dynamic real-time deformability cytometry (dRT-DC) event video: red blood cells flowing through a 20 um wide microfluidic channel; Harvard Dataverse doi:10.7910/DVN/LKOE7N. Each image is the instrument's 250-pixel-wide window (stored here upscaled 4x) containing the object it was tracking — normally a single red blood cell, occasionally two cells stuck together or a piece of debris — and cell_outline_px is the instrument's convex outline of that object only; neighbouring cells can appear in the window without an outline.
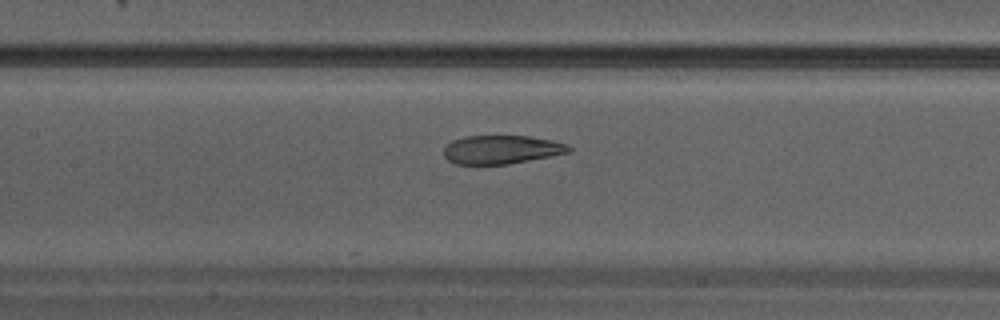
{"species": "Egyptian fruit bat (a non-hibernating species)", "species_latin": "Rousettus aegyptiacus", "temperature_condition": "warm", "stored_images_in_passage": 15, "camera_frame_rate_fps": 3000, "um_per_image_px": 0.085, "animal": {"sex": "male"}, "frame": {"image": 1, "passage_image": 9, "time_ms": 2.667, "image_size_px": [1000, 320], "cell_outline_px": [[572, 152], [508, 164], [456, 164], [448, 160], [444, 156], [444, 148], [452, 140], [464, 136], [528, 136], [552, 140], [568, 144], [572, 148]], "centroid_in_image_um": [42.65, 12.71], "position_along_channel_um": 164.8, "area_um2": 20.87}}
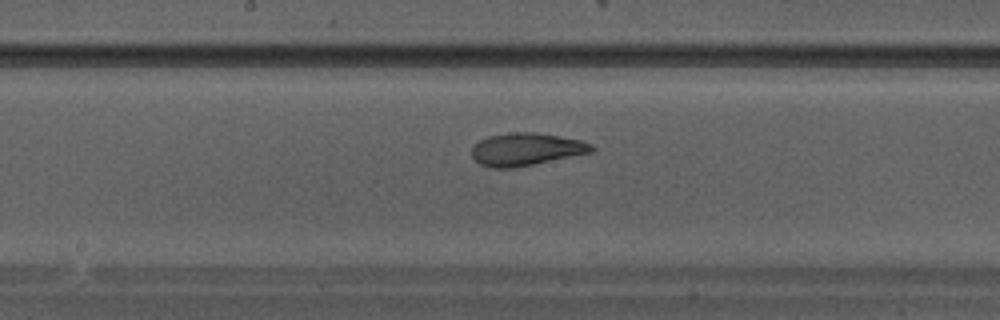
{"frame": {"image": 2, "passage_image": 11, "time_ms": 3.333, "image_size_px": [1000, 320], "cell_outline_px": [[596, 148], [592, 152], [512, 168], [492, 168], [480, 164], [472, 156], [472, 148], [480, 140], [488, 136], [512, 132], [536, 132], [560, 136], [580, 140], [592, 144]], "centroid_in_image_um": [44.72, 12.68], "position_along_channel_um": 203.5, "area_um2": 22.6}}
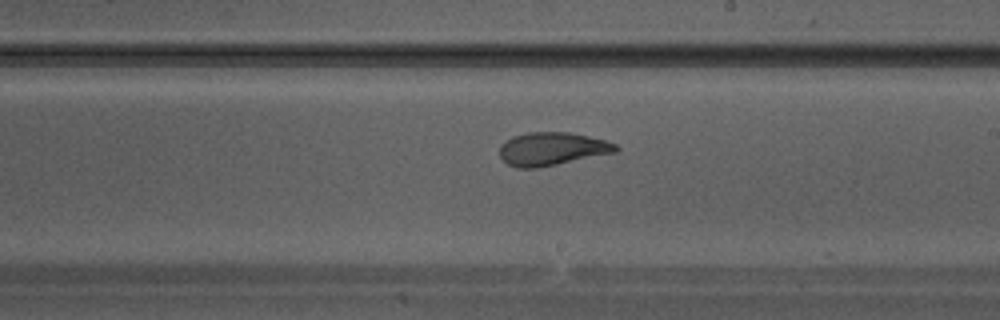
{"frame": {"image": 3, "passage_image": 13, "time_ms": 4.0, "image_size_px": [1000, 320], "cell_outline_px": [[620, 148], [616, 152], [536, 168], [516, 168], [508, 164], [500, 156], [500, 144], [504, 140], [512, 136], [528, 132], [568, 132], [588, 136], [604, 140], [616, 144]], "centroid_in_image_um": [46.89, 12.64], "position_along_channel_um": 242.1, "area_um2": 22.37}}